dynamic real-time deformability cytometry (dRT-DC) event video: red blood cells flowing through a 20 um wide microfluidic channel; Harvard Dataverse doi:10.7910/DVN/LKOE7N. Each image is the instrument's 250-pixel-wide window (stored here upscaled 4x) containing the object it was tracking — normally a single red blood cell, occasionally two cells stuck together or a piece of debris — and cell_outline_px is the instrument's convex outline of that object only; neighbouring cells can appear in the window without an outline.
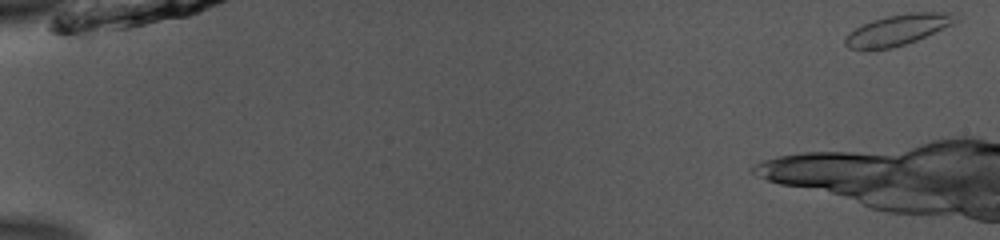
{"species": "common noctule bat (a hibernating species)", "species_latin": "Nyctalus noctula", "temperature_condition": "room temperature", "stored_images_in_passage": 46, "camera_frame_rate_fps": 3000, "um_per_image_px": 0.085, "animal": {"sex": "male", "body_mass_g": 13.0, "forearm_length_mm": 53.1}, "frame": {"image": 1, "passage_image": 1, "time_ms": 0.0, "image_size_px": [1000, 240], "cell_outline_px": [[964, 16], [952, 24], [916, 40], [892, 48], [876, 52], [868, 52], [848, 48], [844, 44], [844, 40], [848, 32], [872, 20], [884, 16], [908, 12], [952, 12]], "centroid_in_image_um": [76.28, 2.55], "position_along_channel_um": 8.7, "area_um2": 20.46}}